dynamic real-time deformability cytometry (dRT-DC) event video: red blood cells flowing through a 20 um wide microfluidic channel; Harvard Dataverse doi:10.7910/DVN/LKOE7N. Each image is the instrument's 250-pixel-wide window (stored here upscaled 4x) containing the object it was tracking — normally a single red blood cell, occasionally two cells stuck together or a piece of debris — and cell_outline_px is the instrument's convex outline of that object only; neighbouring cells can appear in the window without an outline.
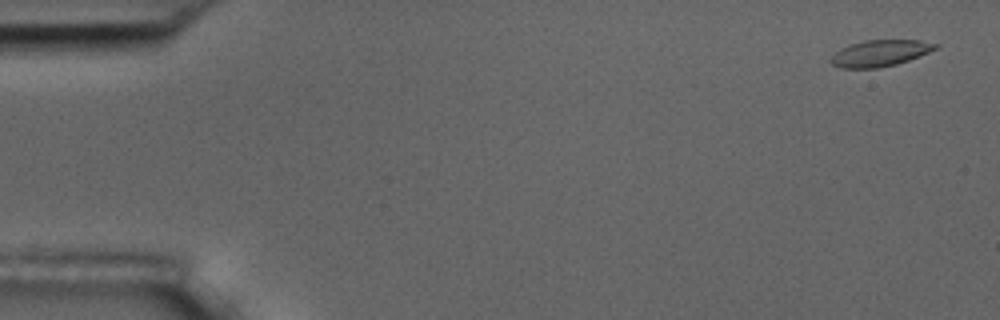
{"species": "common noctule bat (a hibernating species)", "species_latin": "Nyctalus noctula", "temperature_condition": "room temperature", "stored_images_in_passage": 5, "camera_frame_rate_fps": 3000, "um_per_image_px": 0.085, "animal": {"sex": "male", "body_mass_g": 17.5, "forearm_length_mm": 52.3}, "frame": {"image": 1, "passage_image": 1, "time_ms": 0.0, "image_size_px": [1000, 320], "cell_outline_px": [[940, 44], [936, 48], [928, 52], [908, 60], [896, 64], [876, 68], [840, 68], [832, 64], [828, 60], [840, 48], [864, 40], [920, 40]], "centroid_in_image_um": [74.77, 4.52], "position_along_channel_um": 10.2, "area_um2": 15.95}}
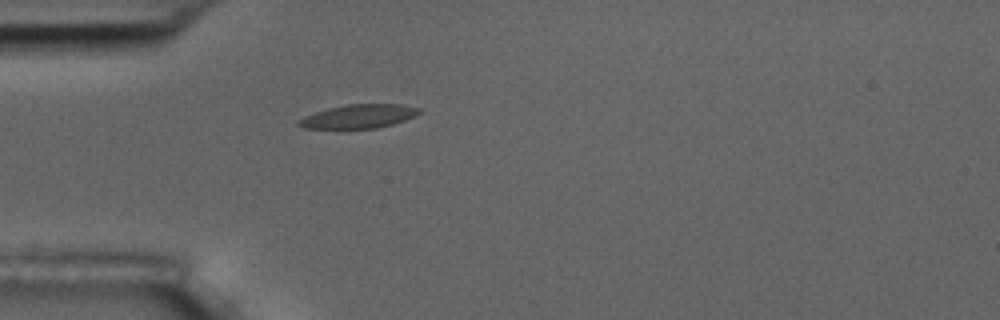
{"frame": {"image": 2, "passage_image": 5, "time_ms": 4.667, "image_size_px": [1000, 320], "cell_outline_px": [[420, 112], [416, 116], [392, 124], [376, 128], [304, 128], [296, 124], [296, 120], [304, 116], [328, 108], [348, 104], [400, 104], [420, 108]], "centroid_in_image_um": [30.47, 9.88], "position_along_channel_um": 54.5, "area_um2": 16.59}}